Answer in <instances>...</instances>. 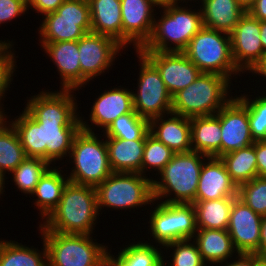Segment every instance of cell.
Wrapping results in <instances>:
<instances>
[{
    "label": "cell",
    "mask_w": 266,
    "mask_h": 266,
    "mask_svg": "<svg viewBox=\"0 0 266 266\" xmlns=\"http://www.w3.org/2000/svg\"><path fill=\"white\" fill-rule=\"evenodd\" d=\"M119 87L121 86L104 91L95 99L89 115L90 125L87 120L84 121V117L80 116L82 130L94 132L91 126L95 124L94 126L104 132L117 117L127 113H136L133 106L132 89L130 91L129 88Z\"/></svg>",
    "instance_id": "ac0fdd59"
},
{
    "label": "cell",
    "mask_w": 266,
    "mask_h": 266,
    "mask_svg": "<svg viewBox=\"0 0 266 266\" xmlns=\"http://www.w3.org/2000/svg\"><path fill=\"white\" fill-rule=\"evenodd\" d=\"M60 74V89H81L78 41L40 43Z\"/></svg>",
    "instance_id": "7402d4cb"
},
{
    "label": "cell",
    "mask_w": 266,
    "mask_h": 266,
    "mask_svg": "<svg viewBox=\"0 0 266 266\" xmlns=\"http://www.w3.org/2000/svg\"><path fill=\"white\" fill-rule=\"evenodd\" d=\"M207 157L195 151L175 153L158 173L160 181L152 178L154 201L160 199L159 202L163 203L193 204L196 201L200 171Z\"/></svg>",
    "instance_id": "3957f363"
},
{
    "label": "cell",
    "mask_w": 266,
    "mask_h": 266,
    "mask_svg": "<svg viewBox=\"0 0 266 266\" xmlns=\"http://www.w3.org/2000/svg\"><path fill=\"white\" fill-rule=\"evenodd\" d=\"M165 116L149 120V133L174 153L192 151L190 118L172 112Z\"/></svg>",
    "instance_id": "44dd1931"
},
{
    "label": "cell",
    "mask_w": 266,
    "mask_h": 266,
    "mask_svg": "<svg viewBox=\"0 0 266 266\" xmlns=\"http://www.w3.org/2000/svg\"><path fill=\"white\" fill-rule=\"evenodd\" d=\"M157 206L149 215L148 229L154 244L165 246L171 242L193 239L196 231V212L193 204L163 203L155 201Z\"/></svg>",
    "instance_id": "8fae6325"
},
{
    "label": "cell",
    "mask_w": 266,
    "mask_h": 266,
    "mask_svg": "<svg viewBox=\"0 0 266 266\" xmlns=\"http://www.w3.org/2000/svg\"><path fill=\"white\" fill-rule=\"evenodd\" d=\"M140 52L157 68L172 97L193 83L201 73L184 52Z\"/></svg>",
    "instance_id": "9a60e30c"
},
{
    "label": "cell",
    "mask_w": 266,
    "mask_h": 266,
    "mask_svg": "<svg viewBox=\"0 0 266 266\" xmlns=\"http://www.w3.org/2000/svg\"><path fill=\"white\" fill-rule=\"evenodd\" d=\"M216 115L221 125V156L255 142L249 127L248 110L237 95L233 96Z\"/></svg>",
    "instance_id": "e0dca14e"
},
{
    "label": "cell",
    "mask_w": 266,
    "mask_h": 266,
    "mask_svg": "<svg viewBox=\"0 0 266 266\" xmlns=\"http://www.w3.org/2000/svg\"><path fill=\"white\" fill-rule=\"evenodd\" d=\"M179 1V2H178ZM183 1V3L184 2H186V0H175V4H179V3H181V2ZM187 1H189V0H187ZM190 1H192V0H190ZM194 1V0H193ZM196 1H198V0H195L194 2H196ZM201 1V0H200Z\"/></svg>",
    "instance_id": "11a10c76"
},
{
    "label": "cell",
    "mask_w": 266,
    "mask_h": 266,
    "mask_svg": "<svg viewBox=\"0 0 266 266\" xmlns=\"http://www.w3.org/2000/svg\"><path fill=\"white\" fill-rule=\"evenodd\" d=\"M183 52L203 73H216L230 81L233 74L242 73L232 57L230 34L203 27Z\"/></svg>",
    "instance_id": "9c48e42d"
},
{
    "label": "cell",
    "mask_w": 266,
    "mask_h": 266,
    "mask_svg": "<svg viewBox=\"0 0 266 266\" xmlns=\"http://www.w3.org/2000/svg\"><path fill=\"white\" fill-rule=\"evenodd\" d=\"M112 172L140 173L145 140L104 137Z\"/></svg>",
    "instance_id": "cb8c5ba5"
},
{
    "label": "cell",
    "mask_w": 266,
    "mask_h": 266,
    "mask_svg": "<svg viewBox=\"0 0 266 266\" xmlns=\"http://www.w3.org/2000/svg\"><path fill=\"white\" fill-rule=\"evenodd\" d=\"M66 0H27V9L33 8L36 13L44 15L55 12Z\"/></svg>",
    "instance_id": "b9f144b4"
},
{
    "label": "cell",
    "mask_w": 266,
    "mask_h": 266,
    "mask_svg": "<svg viewBox=\"0 0 266 266\" xmlns=\"http://www.w3.org/2000/svg\"><path fill=\"white\" fill-rule=\"evenodd\" d=\"M231 180L239 187L258 176L256 152L253 144L220 156Z\"/></svg>",
    "instance_id": "4dcf8cb0"
},
{
    "label": "cell",
    "mask_w": 266,
    "mask_h": 266,
    "mask_svg": "<svg viewBox=\"0 0 266 266\" xmlns=\"http://www.w3.org/2000/svg\"><path fill=\"white\" fill-rule=\"evenodd\" d=\"M238 198L255 213L266 215V177H255L238 187Z\"/></svg>",
    "instance_id": "74e56055"
},
{
    "label": "cell",
    "mask_w": 266,
    "mask_h": 266,
    "mask_svg": "<svg viewBox=\"0 0 266 266\" xmlns=\"http://www.w3.org/2000/svg\"><path fill=\"white\" fill-rule=\"evenodd\" d=\"M238 197V187L231 180L220 157H207L200 171L196 201Z\"/></svg>",
    "instance_id": "ffe728a7"
},
{
    "label": "cell",
    "mask_w": 266,
    "mask_h": 266,
    "mask_svg": "<svg viewBox=\"0 0 266 266\" xmlns=\"http://www.w3.org/2000/svg\"><path fill=\"white\" fill-rule=\"evenodd\" d=\"M150 0H121L122 46L139 50L150 38L154 26V10ZM132 43V44H131Z\"/></svg>",
    "instance_id": "2e32d148"
},
{
    "label": "cell",
    "mask_w": 266,
    "mask_h": 266,
    "mask_svg": "<svg viewBox=\"0 0 266 266\" xmlns=\"http://www.w3.org/2000/svg\"><path fill=\"white\" fill-rule=\"evenodd\" d=\"M266 92L254 99L253 95L240 94L237 98L248 110L249 127L254 141L266 140Z\"/></svg>",
    "instance_id": "d590c367"
},
{
    "label": "cell",
    "mask_w": 266,
    "mask_h": 266,
    "mask_svg": "<svg viewBox=\"0 0 266 266\" xmlns=\"http://www.w3.org/2000/svg\"><path fill=\"white\" fill-rule=\"evenodd\" d=\"M42 250L14 240H0V266H48L44 242Z\"/></svg>",
    "instance_id": "1f68e13d"
},
{
    "label": "cell",
    "mask_w": 266,
    "mask_h": 266,
    "mask_svg": "<svg viewBox=\"0 0 266 266\" xmlns=\"http://www.w3.org/2000/svg\"><path fill=\"white\" fill-rule=\"evenodd\" d=\"M6 175H4L1 171H0V196L3 194V192H5V185H6V179L7 177H5ZM6 178V179H5Z\"/></svg>",
    "instance_id": "db71d44e"
},
{
    "label": "cell",
    "mask_w": 266,
    "mask_h": 266,
    "mask_svg": "<svg viewBox=\"0 0 266 266\" xmlns=\"http://www.w3.org/2000/svg\"><path fill=\"white\" fill-rule=\"evenodd\" d=\"M235 259H230L231 262L228 263L226 261L225 263L219 264L220 266H254V253H238ZM224 264V265H223Z\"/></svg>",
    "instance_id": "ee69618b"
},
{
    "label": "cell",
    "mask_w": 266,
    "mask_h": 266,
    "mask_svg": "<svg viewBox=\"0 0 266 266\" xmlns=\"http://www.w3.org/2000/svg\"><path fill=\"white\" fill-rule=\"evenodd\" d=\"M140 62L138 88L132 90L134 111L151 120L172 112V96L168 92L157 68L139 51Z\"/></svg>",
    "instance_id": "7c38bea8"
},
{
    "label": "cell",
    "mask_w": 266,
    "mask_h": 266,
    "mask_svg": "<svg viewBox=\"0 0 266 266\" xmlns=\"http://www.w3.org/2000/svg\"><path fill=\"white\" fill-rule=\"evenodd\" d=\"M255 1L256 0H237V2L244 8L245 11H248Z\"/></svg>",
    "instance_id": "f907efd6"
},
{
    "label": "cell",
    "mask_w": 266,
    "mask_h": 266,
    "mask_svg": "<svg viewBox=\"0 0 266 266\" xmlns=\"http://www.w3.org/2000/svg\"><path fill=\"white\" fill-rule=\"evenodd\" d=\"M230 41L236 67L242 74L251 73L265 55L260 39V21L246 11L230 33Z\"/></svg>",
    "instance_id": "5bb4252c"
},
{
    "label": "cell",
    "mask_w": 266,
    "mask_h": 266,
    "mask_svg": "<svg viewBox=\"0 0 266 266\" xmlns=\"http://www.w3.org/2000/svg\"><path fill=\"white\" fill-rule=\"evenodd\" d=\"M102 136L126 140H145L149 133V120L137 113H127L117 117Z\"/></svg>",
    "instance_id": "e575fe53"
},
{
    "label": "cell",
    "mask_w": 266,
    "mask_h": 266,
    "mask_svg": "<svg viewBox=\"0 0 266 266\" xmlns=\"http://www.w3.org/2000/svg\"><path fill=\"white\" fill-rule=\"evenodd\" d=\"M262 216L238 197L233 201L227 231L238 253H255L259 249Z\"/></svg>",
    "instance_id": "d6986e66"
},
{
    "label": "cell",
    "mask_w": 266,
    "mask_h": 266,
    "mask_svg": "<svg viewBox=\"0 0 266 266\" xmlns=\"http://www.w3.org/2000/svg\"><path fill=\"white\" fill-rule=\"evenodd\" d=\"M230 80L216 73H203L172 97V113L187 118L216 114L233 97ZM229 90V91H228Z\"/></svg>",
    "instance_id": "5b68a950"
},
{
    "label": "cell",
    "mask_w": 266,
    "mask_h": 266,
    "mask_svg": "<svg viewBox=\"0 0 266 266\" xmlns=\"http://www.w3.org/2000/svg\"><path fill=\"white\" fill-rule=\"evenodd\" d=\"M247 12L259 21H266V0H256Z\"/></svg>",
    "instance_id": "f6af8a7d"
},
{
    "label": "cell",
    "mask_w": 266,
    "mask_h": 266,
    "mask_svg": "<svg viewBox=\"0 0 266 266\" xmlns=\"http://www.w3.org/2000/svg\"><path fill=\"white\" fill-rule=\"evenodd\" d=\"M254 266H266V258L259 257L256 253H254Z\"/></svg>",
    "instance_id": "816d5d0a"
},
{
    "label": "cell",
    "mask_w": 266,
    "mask_h": 266,
    "mask_svg": "<svg viewBox=\"0 0 266 266\" xmlns=\"http://www.w3.org/2000/svg\"><path fill=\"white\" fill-rule=\"evenodd\" d=\"M237 197L195 201L197 229L227 230L233 201Z\"/></svg>",
    "instance_id": "f546056e"
},
{
    "label": "cell",
    "mask_w": 266,
    "mask_h": 266,
    "mask_svg": "<svg viewBox=\"0 0 266 266\" xmlns=\"http://www.w3.org/2000/svg\"><path fill=\"white\" fill-rule=\"evenodd\" d=\"M74 91L42 90L27 99L22 114L9 119L27 157L41 158L51 165L68 158L74 136L81 129Z\"/></svg>",
    "instance_id": "6da1fadb"
},
{
    "label": "cell",
    "mask_w": 266,
    "mask_h": 266,
    "mask_svg": "<svg viewBox=\"0 0 266 266\" xmlns=\"http://www.w3.org/2000/svg\"><path fill=\"white\" fill-rule=\"evenodd\" d=\"M57 167L53 165L45 172L31 194L33 198L34 195L37 197L33 199L34 207L40 211L42 222L59 204L63 189L69 181L67 175L62 174L64 171L61 167Z\"/></svg>",
    "instance_id": "484cf974"
},
{
    "label": "cell",
    "mask_w": 266,
    "mask_h": 266,
    "mask_svg": "<svg viewBox=\"0 0 266 266\" xmlns=\"http://www.w3.org/2000/svg\"><path fill=\"white\" fill-rule=\"evenodd\" d=\"M47 250L48 266H107L108 245L92 235L40 231Z\"/></svg>",
    "instance_id": "8992f818"
},
{
    "label": "cell",
    "mask_w": 266,
    "mask_h": 266,
    "mask_svg": "<svg viewBox=\"0 0 266 266\" xmlns=\"http://www.w3.org/2000/svg\"><path fill=\"white\" fill-rule=\"evenodd\" d=\"M191 241V239L175 241L160 247H165L166 254L168 253L167 250H174L169 256L172 258L168 266H207L199 253L197 244Z\"/></svg>",
    "instance_id": "f35d334b"
},
{
    "label": "cell",
    "mask_w": 266,
    "mask_h": 266,
    "mask_svg": "<svg viewBox=\"0 0 266 266\" xmlns=\"http://www.w3.org/2000/svg\"><path fill=\"white\" fill-rule=\"evenodd\" d=\"M256 152L257 170L259 177H266V140L253 143Z\"/></svg>",
    "instance_id": "7bdbcfd3"
},
{
    "label": "cell",
    "mask_w": 266,
    "mask_h": 266,
    "mask_svg": "<svg viewBox=\"0 0 266 266\" xmlns=\"http://www.w3.org/2000/svg\"><path fill=\"white\" fill-rule=\"evenodd\" d=\"M174 154L170 148L148 133L145 139L141 175L146 176V172L151 168L159 173Z\"/></svg>",
    "instance_id": "8d00e7d4"
},
{
    "label": "cell",
    "mask_w": 266,
    "mask_h": 266,
    "mask_svg": "<svg viewBox=\"0 0 266 266\" xmlns=\"http://www.w3.org/2000/svg\"><path fill=\"white\" fill-rule=\"evenodd\" d=\"M144 242L134 241V243L125 245L127 247L121 248L117 256L108 251L107 266H167L163 250L158 248V245L154 246L150 242Z\"/></svg>",
    "instance_id": "f1b7e54d"
},
{
    "label": "cell",
    "mask_w": 266,
    "mask_h": 266,
    "mask_svg": "<svg viewBox=\"0 0 266 266\" xmlns=\"http://www.w3.org/2000/svg\"><path fill=\"white\" fill-rule=\"evenodd\" d=\"M260 39L264 53L266 54V21H260Z\"/></svg>",
    "instance_id": "c3c4849f"
},
{
    "label": "cell",
    "mask_w": 266,
    "mask_h": 266,
    "mask_svg": "<svg viewBox=\"0 0 266 266\" xmlns=\"http://www.w3.org/2000/svg\"><path fill=\"white\" fill-rule=\"evenodd\" d=\"M192 240L197 244L206 265L218 266L233 259L234 253L238 254L227 230L197 229Z\"/></svg>",
    "instance_id": "d4e9b609"
},
{
    "label": "cell",
    "mask_w": 266,
    "mask_h": 266,
    "mask_svg": "<svg viewBox=\"0 0 266 266\" xmlns=\"http://www.w3.org/2000/svg\"><path fill=\"white\" fill-rule=\"evenodd\" d=\"M203 27L230 34L246 13L237 0H201Z\"/></svg>",
    "instance_id": "603a6c76"
},
{
    "label": "cell",
    "mask_w": 266,
    "mask_h": 266,
    "mask_svg": "<svg viewBox=\"0 0 266 266\" xmlns=\"http://www.w3.org/2000/svg\"><path fill=\"white\" fill-rule=\"evenodd\" d=\"M26 157L17 132L8 121L0 128V171L10 174Z\"/></svg>",
    "instance_id": "d6a6232c"
},
{
    "label": "cell",
    "mask_w": 266,
    "mask_h": 266,
    "mask_svg": "<svg viewBox=\"0 0 266 266\" xmlns=\"http://www.w3.org/2000/svg\"><path fill=\"white\" fill-rule=\"evenodd\" d=\"M252 73L266 79V54L263 56L262 61L253 69Z\"/></svg>",
    "instance_id": "7dc6e473"
},
{
    "label": "cell",
    "mask_w": 266,
    "mask_h": 266,
    "mask_svg": "<svg viewBox=\"0 0 266 266\" xmlns=\"http://www.w3.org/2000/svg\"><path fill=\"white\" fill-rule=\"evenodd\" d=\"M97 134L80 129L74 136L69 155V163L73 160L74 166L67 175L70 182L96 188L113 173L108 161L106 141L100 140L101 136Z\"/></svg>",
    "instance_id": "52a82bcc"
},
{
    "label": "cell",
    "mask_w": 266,
    "mask_h": 266,
    "mask_svg": "<svg viewBox=\"0 0 266 266\" xmlns=\"http://www.w3.org/2000/svg\"><path fill=\"white\" fill-rule=\"evenodd\" d=\"M161 8L163 15L155 18L152 34L139 51L183 52L203 28L201 9L196 11L180 4Z\"/></svg>",
    "instance_id": "277c9868"
},
{
    "label": "cell",
    "mask_w": 266,
    "mask_h": 266,
    "mask_svg": "<svg viewBox=\"0 0 266 266\" xmlns=\"http://www.w3.org/2000/svg\"><path fill=\"white\" fill-rule=\"evenodd\" d=\"M96 193L98 212L102 207L129 210L155 205L152 179L140 173L113 172L96 187Z\"/></svg>",
    "instance_id": "ba28073f"
},
{
    "label": "cell",
    "mask_w": 266,
    "mask_h": 266,
    "mask_svg": "<svg viewBox=\"0 0 266 266\" xmlns=\"http://www.w3.org/2000/svg\"><path fill=\"white\" fill-rule=\"evenodd\" d=\"M91 32L108 36L122 45L121 0H89Z\"/></svg>",
    "instance_id": "4316f807"
},
{
    "label": "cell",
    "mask_w": 266,
    "mask_h": 266,
    "mask_svg": "<svg viewBox=\"0 0 266 266\" xmlns=\"http://www.w3.org/2000/svg\"><path fill=\"white\" fill-rule=\"evenodd\" d=\"M259 257L266 258V215L262 216L259 249L255 252Z\"/></svg>",
    "instance_id": "bcb514c9"
},
{
    "label": "cell",
    "mask_w": 266,
    "mask_h": 266,
    "mask_svg": "<svg viewBox=\"0 0 266 266\" xmlns=\"http://www.w3.org/2000/svg\"><path fill=\"white\" fill-rule=\"evenodd\" d=\"M99 214L96 188L68 181L59 204L40 222L39 230L92 235Z\"/></svg>",
    "instance_id": "7a4b0ae2"
},
{
    "label": "cell",
    "mask_w": 266,
    "mask_h": 266,
    "mask_svg": "<svg viewBox=\"0 0 266 266\" xmlns=\"http://www.w3.org/2000/svg\"><path fill=\"white\" fill-rule=\"evenodd\" d=\"M41 158L26 157L12 172L14 185L21 193L31 195L41 177L51 167Z\"/></svg>",
    "instance_id": "836d02e7"
},
{
    "label": "cell",
    "mask_w": 266,
    "mask_h": 266,
    "mask_svg": "<svg viewBox=\"0 0 266 266\" xmlns=\"http://www.w3.org/2000/svg\"><path fill=\"white\" fill-rule=\"evenodd\" d=\"M4 107L3 106H0V128L3 127V125H5L8 121V117L7 115L4 113Z\"/></svg>",
    "instance_id": "f5cc1de1"
},
{
    "label": "cell",
    "mask_w": 266,
    "mask_h": 266,
    "mask_svg": "<svg viewBox=\"0 0 266 266\" xmlns=\"http://www.w3.org/2000/svg\"><path fill=\"white\" fill-rule=\"evenodd\" d=\"M44 16L38 29L39 43L78 41L91 32L89 1L66 0L55 12Z\"/></svg>",
    "instance_id": "30bf717a"
},
{
    "label": "cell",
    "mask_w": 266,
    "mask_h": 266,
    "mask_svg": "<svg viewBox=\"0 0 266 266\" xmlns=\"http://www.w3.org/2000/svg\"><path fill=\"white\" fill-rule=\"evenodd\" d=\"M192 151L208 157L221 156V125L219 117L207 115L190 118Z\"/></svg>",
    "instance_id": "83f0119b"
},
{
    "label": "cell",
    "mask_w": 266,
    "mask_h": 266,
    "mask_svg": "<svg viewBox=\"0 0 266 266\" xmlns=\"http://www.w3.org/2000/svg\"><path fill=\"white\" fill-rule=\"evenodd\" d=\"M150 1H152L157 7L159 6V8L175 4V0H150Z\"/></svg>",
    "instance_id": "681fc988"
},
{
    "label": "cell",
    "mask_w": 266,
    "mask_h": 266,
    "mask_svg": "<svg viewBox=\"0 0 266 266\" xmlns=\"http://www.w3.org/2000/svg\"><path fill=\"white\" fill-rule=\"evenodd\" d=\"M13 41H6L0 45V106L3 105L1 102L2 98H5V93H8L13 76L15 75L16 58L13 51ZM14 73V74H13ZM2 103V104H1Z\"/></svg>",
    "instance_id": "ab89813d"
},
{
    "label": "cell",
    "mask_w": 266,
    "mask_h": 266,
    "mask_svg": "<svg viewBox=\"0 0 266 266\" xmlns=\"http://www.w3.org/2000/svg\"><path fill=\"white\" fill-rule=\"evenodd\" d=\"M5 41H6V40H4V41L0 40V45H1L2 43H5Z\"/></svg>",
    "instance_id": "9f6ffc18"
},
{
    "label": "cell",
    "mask_w": 266,
    "mask_h": 266,
    "mask_svg": "<svg viewBox=\"0 0 266 266\" xmlns=\"http://www.w3.org/2000/svg\"><path fill=\"white\" fill-rule=\"evenodd\" d=\"M27 13V0H0V25Z\"/></svg>",
    "instance_id": "60d3db41"
},
{
    "label": "cell",
    "mask_w": 266,
    "mask_h": 266,
    "mask_svg": "<svg viewBox=\"0 0 266 266\" xmlns=\"http://www.w3.org/2000/svg\"><path fill=\"white\" fill-rule=\"evenodd\" d=\"M123 46L116 40L101 34L89 32L78 40L79 63L81 66V87L97 78L113 66L116 55ZM84 85V86H83Z\"/></svg>",
    "instance_id": "4fadbf2b"
}]
</instances>
